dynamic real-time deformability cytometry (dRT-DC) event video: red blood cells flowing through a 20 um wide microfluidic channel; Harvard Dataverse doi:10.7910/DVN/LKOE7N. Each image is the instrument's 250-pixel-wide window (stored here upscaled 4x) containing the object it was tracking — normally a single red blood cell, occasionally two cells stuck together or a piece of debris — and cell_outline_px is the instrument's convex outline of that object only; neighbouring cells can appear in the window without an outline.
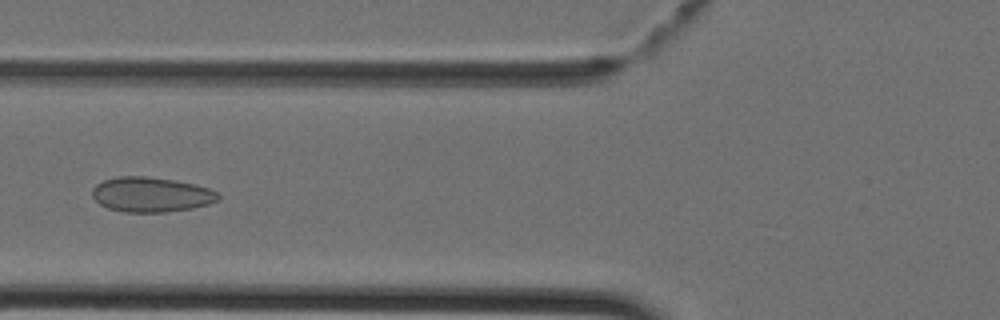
{"species": "Egyptian fruit bat (a non-hibernating species)", "species_latin": "Rousettus aegyptiacus", "temperature_condition": "cold", "stored_images_in_passage": 27, "camera_frame_rate_fps": 3000, "um_per_image_px": 0.085, "animal": {"sex": "female"}, "frame": {"image": 1, "passage_image": 14, "time_ms": 4.333, "image_size_px": [1000, 320], "cell_outline_px": [[220, 196], [216, 200], [208, 204], [192, 208], [164, 212], [124, 212], [108, 208], [100, 204], [92, 196], [92, 188], [96, 184], [104, 180], [116, 176], [144, 176], [176, 180], [196, 184], [220, 192]], "centroid_in_image_um": [12.84, 16.53], "position_along_channel_um": 113.0, "area_um2": 25.72}}
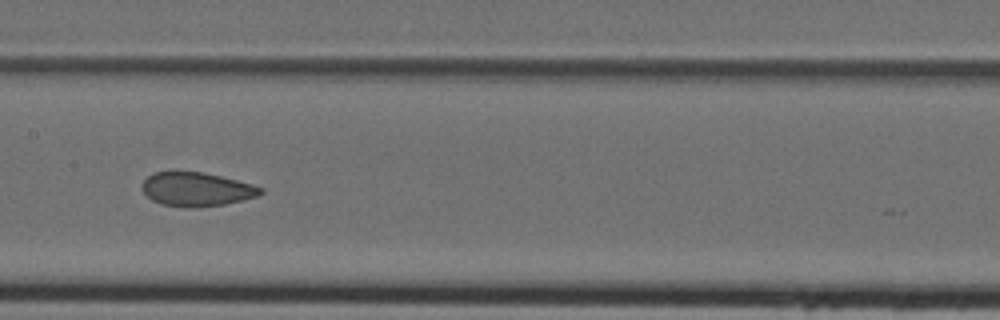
{"frame": {"image": 2, "passage_image": 19, "time_ms": 6.0, "image_size_px": [1000, 320], "cell_outline_px": [[264, 192], [256, 196], [224, 204], [200, 208], [160, 204], [152, 200], [144, 192], [144, 180], [152, 172], [204, 172], [252, 184], [264, 188]], "centroid_in_image_um": [16.73, 16.09], "position_along_channel_um": 190.7, "area_um2": 23.06}}
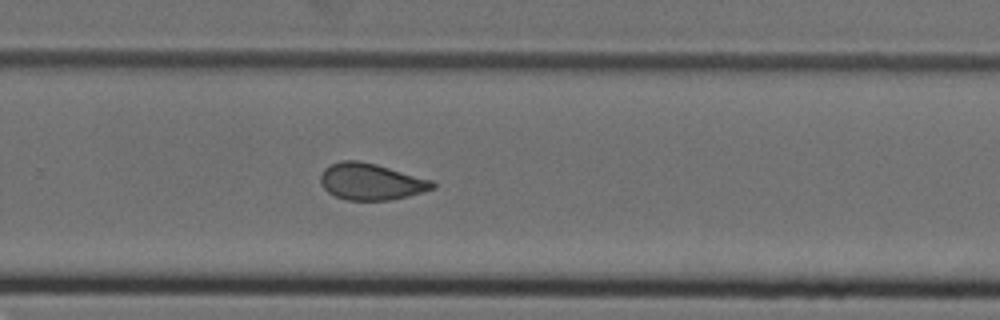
{"frame": {"image": 3, "passage_image": 26, "time_ms": 8.333, "image_size_px": [1000, 320], "cell_outline_px": [[436, 188], [408, 196], [388, 200], [348, 200], [336, 196], [328, 192], [320, 184], [320, 176], [324, 168], [340, 160], [360, 160], [376, 164], [432, 180], [436, 184]], "centroid_in_image_um": [31.53, 15.43], "position_along_channel_um": 298.3, "area_um2": 23.87}}